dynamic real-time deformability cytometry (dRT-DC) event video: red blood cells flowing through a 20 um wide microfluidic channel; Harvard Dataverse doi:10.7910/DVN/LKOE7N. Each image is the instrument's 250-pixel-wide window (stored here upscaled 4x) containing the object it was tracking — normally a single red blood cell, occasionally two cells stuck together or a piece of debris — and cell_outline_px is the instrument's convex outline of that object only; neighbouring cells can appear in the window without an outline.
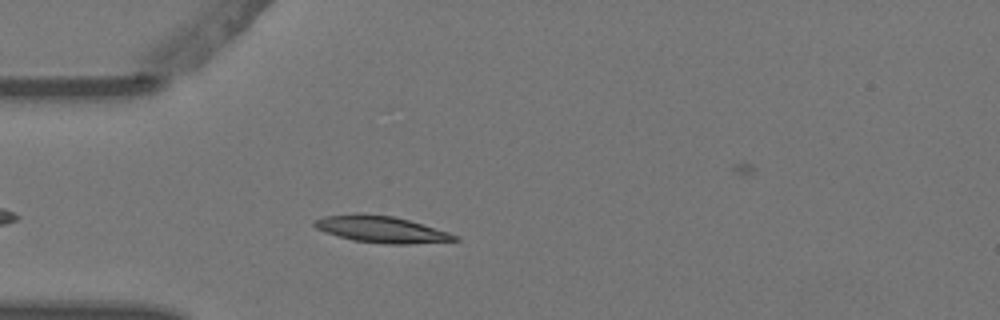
{"species": "Egyptian fruit bat (a non-hibernating species)", "species_latin": "Rousettus aegyptiacus", "temperature_condition": "warm", "stored_images_in_passage": 3, "camera_frame_rate_fps": 3000, "um_per_image_px": 0.085, "animal": {"sex": "female"}, "frame": {"image": 1, "passage_image": 2, "time_ms": 0.333, "image_size_px": [1000, 320], "cell_outline_px": [[460, 240], [408, 244], [384, 244], [352, 240], [324, 232], [316, 228], [312, 224], [312, 220], [324, 216], [356, 212], [360, 212], [392, 216], [408, 220], [448, 232], [460, 236]], "centroid_in_image_um": [32.35, 19.48], "position_along_channel_um": 52.7, "area_um2": 21.96}}